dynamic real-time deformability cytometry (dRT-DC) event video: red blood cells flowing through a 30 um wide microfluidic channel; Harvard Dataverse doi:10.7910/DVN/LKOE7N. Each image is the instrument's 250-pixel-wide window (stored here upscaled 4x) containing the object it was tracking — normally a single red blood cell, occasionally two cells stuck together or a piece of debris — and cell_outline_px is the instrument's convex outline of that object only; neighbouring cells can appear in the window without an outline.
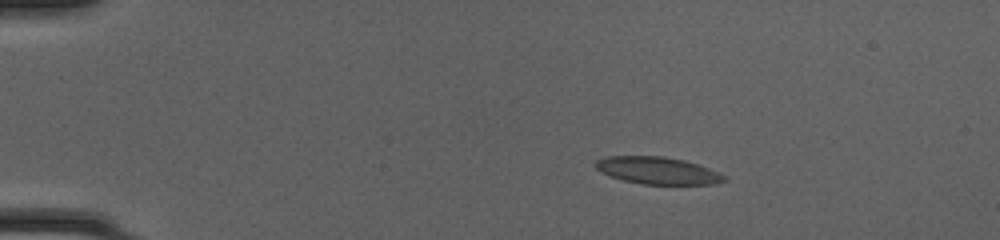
{"species": "common noctule bat (a hibernating species)", "species_latin": "Nyctalus noctula", "temperature_condition": "cold", "stored_images_in_passage": 50, "camera_frame_rate_fps": 3000, "um_per_image_px": 0.085, "animal": {"sex": "female", "body_mass_g": 20.0, "forearm_length_mm": 54.0}, "frame": {"image": 1, "passage_image": 9, "time_ms": 2.667, "image_size_px": [1000, 240], "cell_outline_px": [[728, 180], [716, 184], [640, 184], [608, 176], [596, 168], [592, 164], [596, 160], [604, 156], [664, 156], [684, 160], [708, 168], [728, 176]], "centroid_in_image_um": [55.88, 14.49], "position_along_channel_um": 29.1, "area_um2": 20.58}}
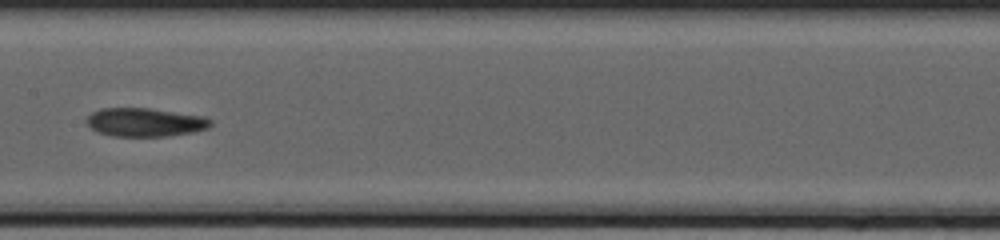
{"frame": {"image": 2, "passage_image": 27, "time_ms": 8.667, "image_size_px": [1000, 240], "cell_outline_px": [[212, 124], [208, 128], [192, 132], [168, 136], [112, 136], [100, 132], [92, 128], [88, 124], [88, 116], [92, 112], [100, 108], [148, 108], [204, 116], [212, 120]], "centroid_in_image_um": [12.36, 10.39], "position_along_channel_um": 195.0, "area_um2": 20.46}}
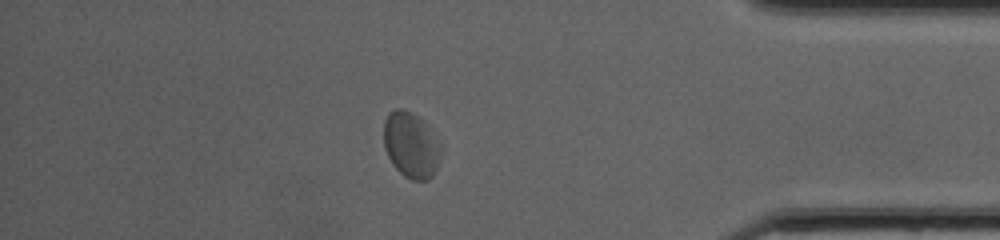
{"frame": {"image": 3, "passage_image": 44, "time_ms": 14.333, "image_size_px": [1000, 240], "cell_outline_px": [[444, 148], [436, 168], [432, 176], [428, 180], [412, 180], [404, 176], [392, 164], [384, 148], [384, 120], [388, 112], [396, 108], [400, 108], [412, 112], [424, 120]], "centroid_in_image_um": [34.95, 12.31], "position_along_channel_um": 400.2, "area_um2": 22.31}, "authors_computed_cell_mechanics": {"area_um2": 20.519, "velocity_mm_per_s": 4.1227, "shape_relaxation_time_tau1_ms": 1.9863, "shape_relaxation_time_tau2_ms": 1.4498, "deformation_change_tau1": 0.0742, "deformation_change_tau2": 0.0632}}